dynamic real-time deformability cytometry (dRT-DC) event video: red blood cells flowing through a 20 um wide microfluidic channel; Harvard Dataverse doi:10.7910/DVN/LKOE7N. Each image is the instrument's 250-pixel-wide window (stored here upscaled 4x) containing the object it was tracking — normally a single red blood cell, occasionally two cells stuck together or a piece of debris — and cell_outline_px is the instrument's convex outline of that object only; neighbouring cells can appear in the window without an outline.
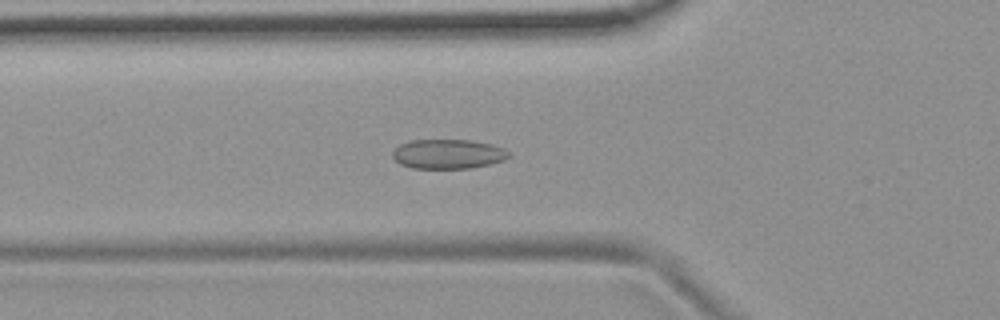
{"species": "common noctule bat (a hibernating species)", "species_latin": "Nyctalus noctula", "temperature_condition": "room temperature", "stored_images_in_passage": 54, "camera_frame_rate_fps": 3000, "um_per_image_px": 0.085, "animal": {"sex": "female", "body_mass_g": 19.9}, "frame": {"image": 1, "passage_image": 19, "time_ms": 6.0, "image_size_px": [1000, 320], "cell_outline_px": [[512, 156], [504, 160], [492, 164], [472, 168], [412, 168], [400, 164], [392, 156], [392, 152], [400, 144], [412, 140], [472, 140], [492, 144], [504, 148], [512, 152]], "centroid_in_image_um": [38.15, 13.09], "position_along_channel_um": 87.6, "area_um2": 20.23}}
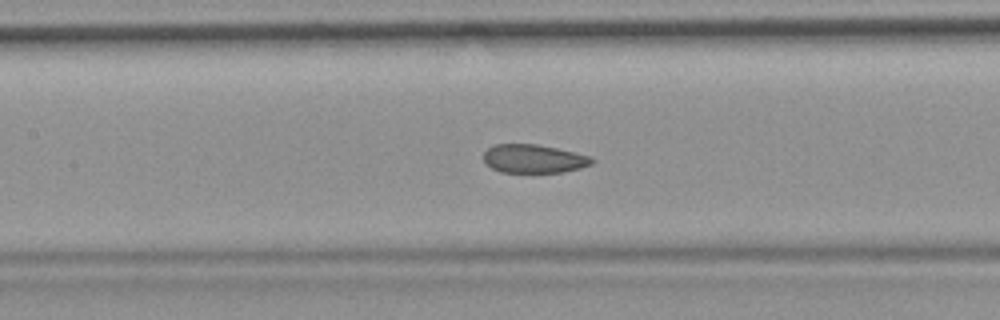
{"frame": {"image": 2, "passage_image": 25, "time_ms": 8.0, "image_size_px": [1000, 320], "cell_outline_px": [[596, 160], [592, 164], [580, 168], [564, 172], [500, 172], [484, 164], [484, 152], [488, 148], [496, 144], [536, 144], [576, 152], [592, 156]], "centroid_in_image_um": [45.39, 13.49], "position_along_channel_um": 162.0, "area_um2": 18.15}}
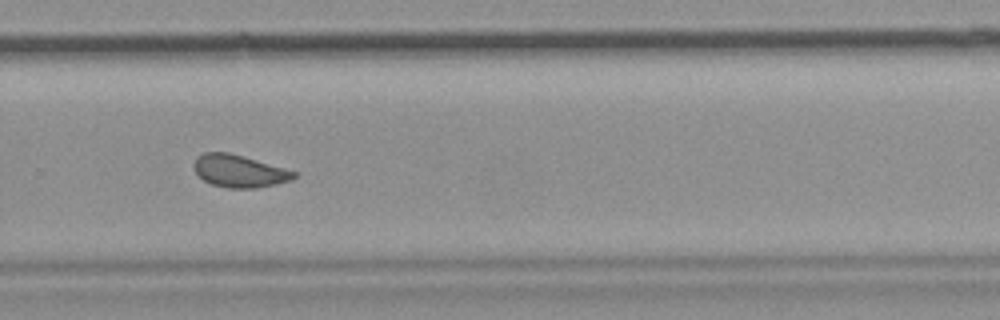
{"frame": {"image": 3, "passage_image": 37, "time_ms": 12.0, "image_size_px": [1000, 320], "cell_outline_px": [[296, 176], [292, 180], [276, 184], [256, 188], [228, 188], [212, 184], [204, 180], [192, 168], [192, 164], [196, 156], [204, 152], [228, 152], [284, 168], [296, 172]], "centroid_in_image_um": [20.29, 14.54], "position_along_channel_um": 309.5, "area_um2": 18.84}, "authors_computed_cell_mechanics": {"area_um2": 19.8832, "velocity_mm_per_s": 3.6958, "shape_relaxation_time_tau1_ms": null, "shape_relaxation_time_tau2_ms": 1.3389, "deformation_change_tau1": null, "deformation_change_tau2": 0.075}}